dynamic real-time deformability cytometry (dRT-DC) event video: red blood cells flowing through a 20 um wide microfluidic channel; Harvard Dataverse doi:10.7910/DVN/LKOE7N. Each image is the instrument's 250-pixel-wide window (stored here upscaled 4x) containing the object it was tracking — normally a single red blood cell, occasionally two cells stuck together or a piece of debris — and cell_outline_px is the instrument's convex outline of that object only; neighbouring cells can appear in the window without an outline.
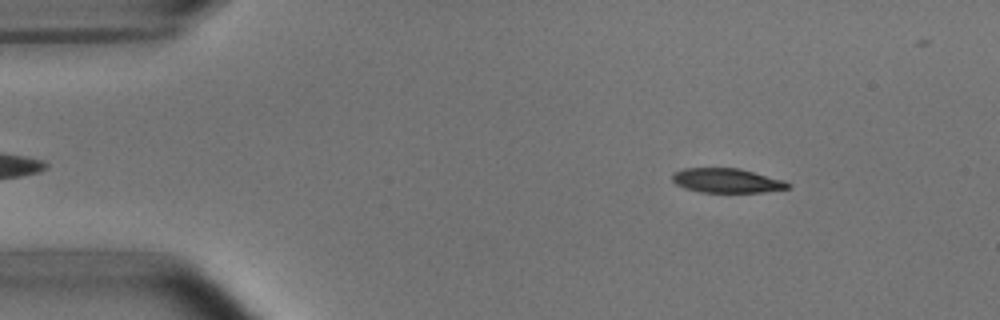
{"species": "common noctule bat (a hibernating species)", "species_latin": "Nyctalus noctula", "temperature_condition": "room temperature", "stored_images_in_passage": 12, "camera_frame_rate_fps": 3000, "um_per_image_px": 0.085, "animal": {"sex": "male", "body_mass_g": 15.6}, "frame": {"image": 1, "passage_image": 4, "time_ms": 1.0, "image_size_px": [1000, 320], "cell_outline_px": [[792, 188], [764, 192], [704, 192], [684, 188], [676, 184], [672, 180], [672, 172], [684, 168], [740, 168], [784, 180], [792, 184]], "centroid_in_image_um": [61.81, 15.34], "position_along_channel_um": 23.2, "area_um2": 16.59}}